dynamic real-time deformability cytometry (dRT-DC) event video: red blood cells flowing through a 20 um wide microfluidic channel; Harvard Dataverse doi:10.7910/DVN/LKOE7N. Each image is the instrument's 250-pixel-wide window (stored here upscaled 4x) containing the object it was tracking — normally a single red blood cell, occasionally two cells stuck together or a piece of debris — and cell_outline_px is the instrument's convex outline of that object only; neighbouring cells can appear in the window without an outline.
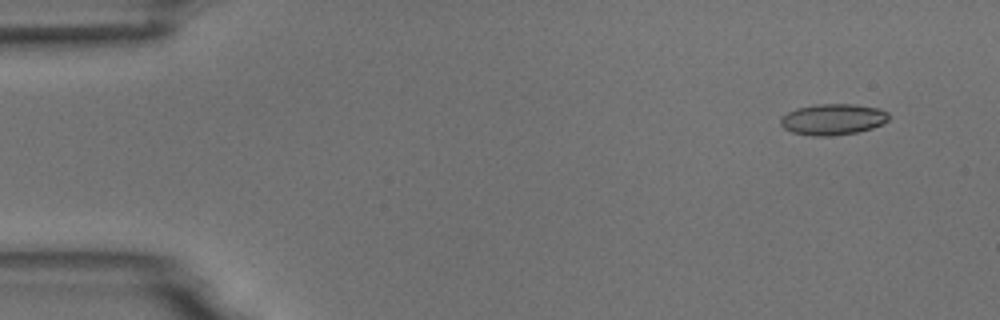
{"species": "common noctule bat (a hibernating species)", "species_latin": "Nyctalus noctula", "temperature_condition": "room temperature", "stored_images_in_passage": 14, "camera_frame_rate_fps": 3000, "um_per_image_px": 0.085, "animal": {"sex": "male", "body_mass_g": 18.8}, "frame": {"image": 1, "passage_image": 1, "time_ms": 0.0, "image_size_px": [1000, 320], "cell_outline_px": [[888, 120], [872, 128], [856, 132], [828, 136], [812, 136], [792, 132], [784, 128], [780, 124], [780, 116], [796, 108], [816, 104], [852, 104], [876, 108], [888, 112]], "centroid_in_image_um": [70.74, 10.14], "position_along_channel_um": 14.3, "area_um2": 19.48}}
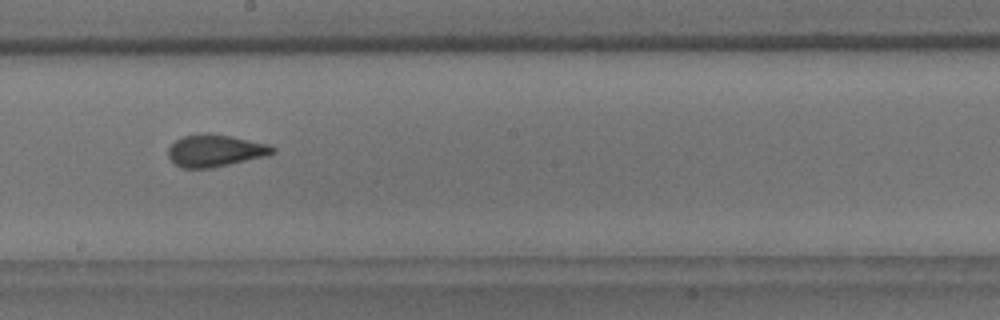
{"frame": {"image": 2, "passage_image": 8, "time_ms": 8.667, "image_size_px": [1000, 320], "cell_outline_px": [[276, 152], [268, 156], [212, 168], [180, 168], [168, 156], [168, 148], [176, 140], [184, 136], [208, 132], [232, 136], [268, 144], [276, 148]], "centroid_in_image_um": [18.32, 12.8], "position_along_channel_um": 229.9, "area_um2": 19.71}}
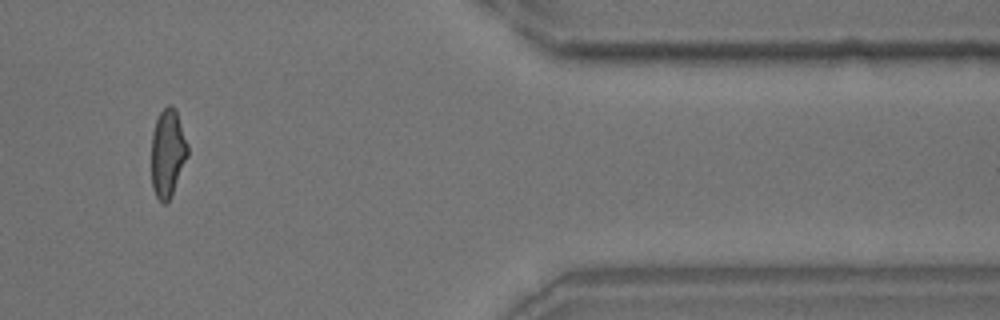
{"frame": {"image": 3, "passage_image": 12, "time_ms": 14.0, "image_size_px": [1000, 320], "cell_outline_px": [[188, 156], [172, 192], [168, 200], [164, 204], [160, 204], [152, 188], [152, 132], [156, 120], [160, 112], [168, 104], [172, 104], [176, 108], [188, 144]], "centroid_in_image_um": [14.25, 12.97], "position_along_channel_um": 397.1, "area_um2": 18.61}, "authors_computed_cell_mechanics": {"area_um2": 19.4497, "velocity_mm_per_s": 3.7422, "shape_relaxation_time_tau1_ms": 6.0526, "shape_relaxation_time_tau2_ms": 0.7977, "deformation_change_tau1": 0.1277, "deformation_change_tau2": 0.0629}}